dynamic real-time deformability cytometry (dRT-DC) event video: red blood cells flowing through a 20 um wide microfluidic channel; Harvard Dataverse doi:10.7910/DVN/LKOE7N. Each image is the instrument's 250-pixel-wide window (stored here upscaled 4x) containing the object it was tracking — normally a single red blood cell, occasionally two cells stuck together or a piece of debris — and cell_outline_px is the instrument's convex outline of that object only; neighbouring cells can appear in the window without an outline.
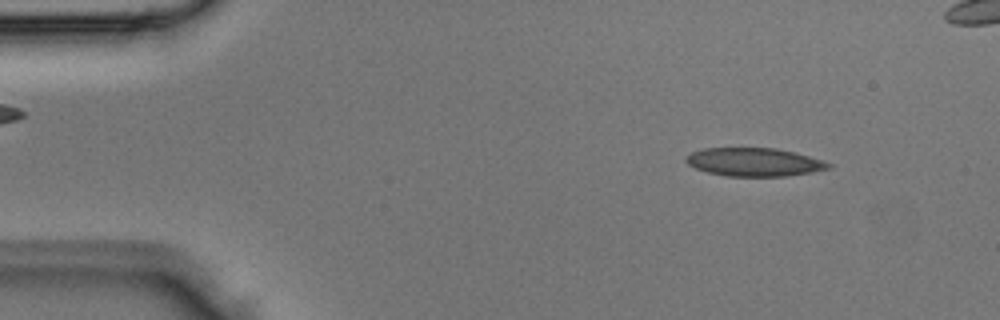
{"species": "Egyptian fruit bat (a non-hibernating species)", "species_latin": "Rousettus aegyptiacus", "temperature_condition": "room temperature", "stored_images_in_passage": 5, "camera_frame_rate_fps": 3000, "um_per_image_px": 0.085, "animal": {"sex": "male"}, "frame": {"image": 1, "passage_image": 2, "time_ms": 0.333, "image_size_px": [1000, 320], "cell_outline_px": [[832, 168], [812, 172], [788, 176], [728, 176], [708, 172], [696, 168], [688, 164], [684, 160], [684, 156], [692, 152], [704, 148], [776, 148], [796, 152], [824, 160], [832, 164]], "centroid_in_image_um": [64.14, 13.77], "position_along_channel_um": 20.9, "area_um2": 23.7}}